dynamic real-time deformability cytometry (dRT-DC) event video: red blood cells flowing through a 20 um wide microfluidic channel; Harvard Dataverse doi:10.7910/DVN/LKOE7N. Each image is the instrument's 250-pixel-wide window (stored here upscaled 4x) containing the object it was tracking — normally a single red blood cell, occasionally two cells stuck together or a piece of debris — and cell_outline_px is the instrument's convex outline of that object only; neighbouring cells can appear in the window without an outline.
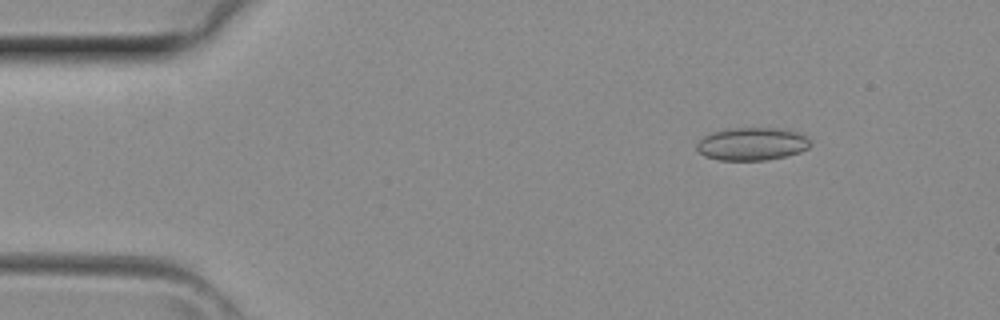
{"species": "common noctule bat (a hibernating species)", "species_latin": "Nyctalus noctula", "temperature_condition": "room temperature", "stored_images_in_passage": 2, "camera_frame_rate_fps": 3000, "um_per_image_px": 0.085, "animal": {"sex": "female", "body_mass_g": 29.2, "forearm_length_mm": 56.3}, "frame": {"image": 1, "passage_image": 1, "time_ms": 0.0, "image_size_px": [1000, 320], "cell_outline_px": [[812, 144], [808, 148], [800, 152], [784, 156], [764, 160], [720, 160], [704, 156], [696, 148], [696, 144], [704, 136], [712, 132], [724, 128], [780, 128], [800, 132], [808, 136]], "centroid_in_image_um": [63.94, 12.22], "position_along_channel_um": 21.1, "area_um2": 21.96}}